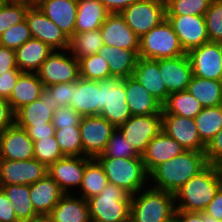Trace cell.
I'll return each mask as SVG.
<instances>
[{
	"label": "cell",
	"mask_w": 222,
	"mask_h": 222,
	"mask_svg": "<svg viewBox=\"0 0 222 222\" xmlns=\"http://www.w3.org/2000/svg\"><path fill=\"white\" fill-rule=\"evenodd\" d=\"M56 138L62 154L66 157H85L79 126L55 129Z\"/></svg>",
	"instance_id": "cell-39"
},
{
	"label": "cell",
	"mask_w": 222,
	"mask_h": 222,
	"mask_svg": "<svg viewBox=\"0 0 222 222\" xmlns=\"http://www.w3.org/2000/svg\"><path fill=\"white\" fill-rule=\"evenodd\" d=\"M167 222H180L179 219L174 215L170 220Z\"/></svg>",
	"instance_id": "cell-63"
},
{
	"label": "cell",
	"mask_w": 222,
	"mask_h": 222,
	"mask_svg": "<svg viewBox=\"0 0 222 222\" xmlns=\"http://www.w3.org/2000/svg\"><path fill=\"white\" fill-rule=\"evenodd\" d=\"M138 52L139 51L103 45L97 54L108 62L112 77L125 79L133 75L139 58Z\"/></svg>",
	"instance_id": "cell-29"
},
{
	"label": "cell",
	"mask_w": 222,
	"mask_h": 222,
	"mask_svg": "<svg viewBox=\"0 0 222 222\" xmlns=\"http://www.w3.org/2000/svg\"><path fill=\"white\" fill-rule=\"evenodd\" d=\"M118 129L136 153L142 156L150 141L162 131V114L131 116Z\"/></svg>",
	"instance_id": "cell-9"
},
{
	"label": "cell",
	"mask_w": 222,
	"mask_h": 222,
	"mask_svg": "<svg viewBox=\"0 0 222 222\" xmlns=\"http://www.w3.org/2000/svg\"><path fill=\"white\" fill-rule=\"evenodd\" d=\"M153 1L160 3L166 7L170 3L171 0H153Z\"/></svg>",
	"instance_id": "cell-61"
},
{
	"label": "cell",
	"mask_w": 222,
	"mask_h": 222,
	"mask_svg": "<svg viewBox=\"0 0 222 222\" xmlns=\"http://www.w3.org/2000/svg\"><path fill=\"white\" fill-rule=\"evenodd\" d=\"M186 90L203 108L222 104V81L202 79L193 75Z\"/></svg>",
	"instance_id": "cell-33"
},
{
	"label": "cell",
	"mask_w": 222,
	"mask_h": 222,
	"mask_svg": "<svg viewBox=\"0 0 222 222\" xmlns=\"http://www.w3.org/2000/svg\"><path fill=\"white\" fill-rule=\"evenodd\" d=\"M213 0H171L166 15H205Z\"/></svg>",
	"instance_id": "cell-43"
},
{
	"label": "cell",
	"mask_w": 222,
	"mask_h": 222,
	"mask_svg": "<svg viewBox=\"0 0 222 222\" xmlns=\"http://www.w3.org/2000/svg\"><path fill=\"white\" fill-rule=\"evenodd\" d=\"M166 19L186 53L209 42L204 15H166Z\"/></svg>",
	"instance_id": "cell-14"
},
{
	"label": "cell",
	"mask_w": 222,
	"mask_h": 222,
	"mask_svg": "<svg viewBox=\"0 0 222 222\" xmlns=\"http://www.w3.org/2000/svg\"><path fill=\"white\" fill-rule=\"evenodd\" d=\"M29 7L23 4L4 3L0 7V35L9 27L24 21Z\"/></svg>",
	"instance_id": "cell-46"
},
{
	"label": "cell",
	"mask_w": 222,
	"mask_h": 222,
	"mask_svg": "<svg viewBox=\"0 0 222 222\" xmlns=\"http://www.w3.org/2000/svg\"><path fill=\"white\" fill-rule=\"evenodd\" d=\"M48 174V168L37 159L0 160V186L31 185Z\"/></svg>",
	"instance_id": "cell-12"
},
{
	"label": "cell",
	"mask_w": 222,
	"mask_h": 222,
	"mask_svg": "<svg viewBox=\"0 0 222 222\" xmlns=\"http://www.w3.org/2000/svg\"><path fill=\"white\" fill-rule=\"evenodd\" d=\"M4 4L3 0H0V7Z\"/></svg>",
	"instance_id": "cell-65"
},
{
	"label": "cell",
	"mask_w": 222,
	"mask_h": 222,
	"mask_svg": "<svg viewBox=\"0 0 222 222\" xmlns=\"http://www.w3.org/2000/svg\"><path fill=\"white\" fill-rule=\"evenodd\" d=\"M0 222H20L4 191L0 188Z\"/></svg>",
	"instance_id": "cell-54"
},
{
	"label": "cell",
	"mask_w": 222,
	"mask_h": 222,
	"mask_svg": "<svg viewBox=\"0 0 222 222\" xmlns=\"http://www.w3.org/2000/svg\"><path fill=\"white\" fill-rule=\"evenodd\" d=\"M9 70H19L16 65L15 50L0 46V75Z\"/></svg>",
	"instance_id": "cell-53"
},
{
	"label": "cell",
	"mask_w": 222,
	"mask_h": 222,
	"mask_svg": "<svg viewBox=\"0 0 222 222\" xmlns=\"http://www.w3.org/2000/svg\"><path fill=\"white\" fill-rule=\"evenodd\" d=\"M29 186L30 200L40 217H47L65 194L48 174Z\"/></svg>",
	"instance_id": "cell-24"
},
{
	"label": "cell",
	"mask_w": 222,
	"mask_h": 222,
	"mask_svg": "<svg viewBox=\"0 0 222 222\" xmlns=\"http://www.w3.org/2000/svg\"><path fill=\"white\" fill-rule=\"evenodd\" d=\"M82 116L71 106L57 107L52 116V124L55 129H63V127L79 126Z\"/></svg>",
	"instance_id": "cell-47"
},
{
	"label": "cell",
	"mask_w": 222,
	"mask_h": 222,
	"mask_svg": "<svg viewBox=\"0 0 222 222\" xmlns=\"http://www.w3.org/2000/svg\"><path fill=\"white\" fill-rule=\"evenodd\" d=\"M20 222L30 221L40 216L36 213L30 200L29 185H6L1 186Z\"/></svg>",
	"instance_id": "cell-34"
},
{
	"label": "cell",
	"mask_w": 222,
	"mask_h": 222,
	"mask_svg": "<svg viewBox=\"0 0 222 222\" xmlns=\"http://www.w3.org/2000/svg\"><path fill=\"white\" fill-rule=\"evenodd\" d=\"M180 222H205V212L175 211Z\"/></svg>",
	"instance_id": "cell-57"
},
{
	"label": "cell",
	"mask_w": 222,
	"mask_h": 222,
	"mask_svg": "<svg viewBox=\"0 0 222 222\" xmlns=\"http://www.w3.org/2000/svg\"><path fill=\"white\" fill-rule=\"evenodd\" d=\"M203 212L218 220L222 219V186L216 192L215 197Z\"/></svg>",
	"instance_id": "cell-55"
},
{
	"label": "cell",
	"mask_w": 222,
	"mask_h": 222,
	"mask_svg": "<svg viewBox=\"0 0 222 222\" xmlns=\"http://www.w3.org/2000/svg\"><path fill=\"white\" fill-rule=\"evenodd\" d=\"M205 222H219V220L205 213Z\"/></svg>",
	"instance_id": "cell-60"
},
{
	"label": "cell",
	"mask_w": 222,
	"mask_h": 222,
	"mask_svg": "<svg viewBox=\"0 0 222 222\" xmlns=\"http://www.w3.org/2000/svg\"><path fill=\"white\" fill-rule=\"evenodd\" d=\"M100 33L106 46L139 51V37L118 13L107 16L100 27Z\"/></svg>",
	"instance_id": "cell-19"
},
{
	"label": "cell",
	"mask_w": 222,
	"mask_h": 222,
	"mask_svg": "<svg viewBox=\"0 0 222 222\" xmlns=\"http://www.w3.org/2000/svg\"><path fill=\"white\" fill-rule=\"evenodd\" d=\"M15 124V112L7 99L0 97V133Z\"/></svg>",
	"instance_id": "cell-52"
},
{
	"label": "cell",
	"mask_w": 222,
	"mask_h": 222,
	"mask_svg": "<svg viewBox=\"0 0 222 222\" xmlns=\"http://www.w3.org/2000/svg\"><path fill=\"white\" fill-rule=\"evenodd\" d=\"M89 157H63L48 167V175L65 194H73L80 188ZM74 188V189H73Z\"/></svg>",
	"instance_id": "cell-17"
},
{
	"label": "cell",
	"mask_w": 222,
	"mask_h": 222,
	"mask_svg": "<svg viewBox=\"0 0 222 222\" xmlns=\"http://www.w3.org/2000/svg\"><path fill=\"white\" fill-rule=\"evenodd\" d=\"M200 102L187 90L169 94L162 104V114L195 118L202 110Z\"/></svg>",
	"instance_id": "cell-35"
},
{
	"label": "cell",
	"mask_w": 222,
	"mask_h": 222,
	"mask_svg": "<svg viewBox=\"0 0 222 222\" xmlns=\"http://www.w3.org/2000/svg\"><path fill=\"white\" fill-rule=\"evenodd\" d=\"M218 46H219V49H220V52H221V57H222V41L218 42Z\"/></svg>",
	"instance_id": "cell-64"
},
{
	"label": "cell",
	"mask_w": 222,
	"mask_h": 222,
	"mask_svg": "<svg viewBox=\"0 0 222 222\" xmlns=\"http://www.w3.org/2000/svg\"><path fill=\"white\" fill-rule=\"evenodd\" d=\"M175 211V194L148 186L131 197L130 222H167Z\"/></svg>",
	"instance_id": "cell-3"
},
{
	"label": "cell",
	"mask_w": 222,
	"mask_h": 222,
	"mask_svg": "<svg viewBox=\"0 0 222 222\" xmlns=\"http://www.w3.org/2000/svg\"><path fill=\"white\" fill-rule=\"evenodd\" d=\"M208 165L204 152L184 151L149 173V186L172 194ZM152 183V184H151Z\"/></svg>",
	"instance_id": "cell-1"
},
{
	"label": "cell",
	"mask_w": 222,
	"mask_h": 222,
	"mask_svg": "<svg viewBox=\"0 0 222 222\" xmlns=\"http://www.w3.org/2000/svg\"><path fill=\"white\" fill-rule=\"evenodd\" d=\"M159 72L169 94L186 90L193 77L191 62L187 54L159 59Z\"/></svg>",
	"instance_id": "cell-20"
},
{
	"label": "cell",
	"mask_w": 222,
	"mask_h": 222,
	"mask_svg": "<svg viewBox=\"0 0 222 222\" xmlns=\"http://www.w3.org/2000/svg\"><path fill=\"white\" fill-rule=\"evenodd\" d=\"M217 167H218V170H219V173H220V176H221V180H222V162L217 164Z\"/></svg>",
	"instance_id": "cell-62"
},
{
	"label": "cell",
	"mask_w": 222,
	"mask_h": 222,
	"mask_svg": "<svg viewBox=\"0 0 222 222\" xmlns=\"http://www.w3.org/2000/svg\"><path fill=\"white\" fill-rule=\"evenodd\" d=\"M26 129L29 137L34 141L41 140L42 138H50L54 136L55 127L52 123H45L40 126H19Z\"/></svg>",
	"instance_id": "cell-51"
},
{
	"label": "cell",
	"mask_w": 222,
	"mask_h": 222,
	"mask_svg": "<svg viewBox=\"0 0 222 222\" xmlns=\"http://www.w3.org/2000/svg\"><path fill=\"white\" fill-rule=\"evenodd\" d=\"M109 14L99 0H78L74 33L100 28Z\"/></svg>",
	"instance_id": "cell-32"
},
{
	"label": "cell",
	"mask_w": 222,
	"mask_h": 222,
	"mask_svg": "<svg viewBox=\"0 0 222 222\" xmlns=\"http://www.w3.org/2000/svg\"><path fill=\"white\" fill-rule=\"evenodd\" d=\"M125 91L132 116L162 114V104L133 76L125 78Z\"/></svg>",
	"instance_id": "cell-26"
},
{
	"label": "cell",
	"mask_w": 222,
	"mask_h": 222,
	"mask_svg": "<svg viewBox=\"0 0 222 222\" xmlns=\"http://www.w3.org/2000/svg\"><path fill=\"white\" fill-rule=\"evenodd\" d=\"M187 54L171 24L164 19L159 25L139 38L140 58L159 60Z\"/></svg>",
	"instance_id": "cell-6"
},
{
	"label": "cell",
	"mask_w": 222,
	"mask_h": 222,
	"mask_svg": "<svg viewBox=\"0 0 222 222\" xmlns=\"http://www.w3.org/2000/svg\"><path fill=\"white\" fill-rule=\"evenodd\" d=\"M187 55L194 76L222 81V57L218 42H206L190 50Z\"/></svg>",
	"instance_id": "cell-15"
},
{
	"label": "cell",
	"mask_w": 222,
	"mask_h": 222,
	"mask_svg": "<svg viewBox=\"0 0 222 222\" xmlns=\"http://www.w3.org/2000/svg\"><path fill=\"white\" fill-rule=\"evenodd\" d=\"M31 38L29 25L25 19L9 27L0 35V46L16 50Z\"/></svg>",
	"instance_id": "cell-44"
},
{
	"label": "cell",
	"mask_w": 222,
	"mask_h": 222,
	"mask_svg": "<svg viewBox=\"0 0 222 222\" xmlns=\"http://www.w3.org/2000/svg\"><path fill=\"white\" fill-rule=\"evenodd\" d=\"M44 85L37 72H22L13 88L9 103L14 112L41 97Z\"/></svg>",
	"instance_id": "cell-30"
},
{
	"label": "cell",
	"mask_w": 222,
	"mask_h": 222,
	"mask_svg": "<svg viewBox=\"0 0 222 222\" xmlns=\"http://www.w3.org/2000/svg\"><path fill=\"white\" fill-rule=\"evenodd\" d=\"M204 18L209 41H222V0H213Z\"/></svg>",
	"instance_id": "cell-45"
},
{
	"label": "cell",
	"mask_w": 222,
	"mask_h": 222,
	"mask_svg": "<svg viewBox=\"0 0 222 222\" xmlns=\"http://www.w3.org/2000/svg\"><path fill=\"white\" fill-rule=\"evenodd\" d=\"M73 95L70 106L81 116L99 115L101 97L98 81L79 78L72 82Z\"/></svg>",
	"instance_id": "cell-22"
},
{
	"label": "cell",
	"mask_w": 222,
	"mask_h": 222,
	"mask_svg": "<svg viewBox=\"0 0 222 222\" xmlns=\"http://www.w3.org/2000/svg\"><path fill=\"white\" fill-rule=\"evenodd\" d=\"M186 151L175 139L161 131L147 145L142 159L146 171L150 173L160 163L166 162Z\"/></svg>",
	"instance_id": "cell-25"
},
{
	"label": "cell",
	"mask_w": 222,
	"mask_h": 222,
	"mask_svg": "<svg viewBox=\"0 0 222 222\" xmlns=\"http://www.w3.org/2000/svg\"><path fill=\"white\" fill-rule=\"evenodd\" d=\"M85 157L96 158L101 155L116 129L99 115L82 116L79 125Z\"/></svg>",
	"instance_id": "cell-11"
},
{
	"label": "cell",
	"mask_w": 222,
	"mask_h": 222,
	"mask_svg": "<svg viewBox=\"0 0 222 222\" xmlns=\"http://www.w3.org/2000/svg\"><path fill=\"white\" fill-rule=\"evenodd\" d=\"M53 49L31 38L15 50L16 65L22 72H37Z\"/></svg>",
	"instance_id": "cell-31"
},
{
	"label": "cell",
	"mask_w": 222,
	"mask_h": 222,
	"mask_svg": "<svg viewBox=\"0 0 222 222\" xmlns=\"http://www.w3.org/2000/svg\"><path fill=\"white\" fill-rule=\"evenodd\" d=\"M34 158V142L26 129L16 124L0 133V160L23 161Z\"/></svg>",
	"instance_id": "cell-18"
},
{
	"label": "cell",
	"mask_w": 222,
	"mask_h": 222,
	"mask_svg": "<svg viewBox=\"0 0 222 222\" xmlns=\"http://www.w3.org/2000/svg\"><path fill=\"white\" fill-rule=\"evenodd\" d=\"M201 141L207 145L222 129V104L202 108L194 118Z\"/></svg>",
	"instance_id": "cell-38"
},
{
	"label": "cell",
	"mask_w": 222,
	"mask_h": 222,
	"mask_svg": "<svg viewBox=\"0 0 222 222\" xmlns=\"http://www.w3.org/2000/svg\"><path fill=\"white\" fill-rule=\"evenodd\" d=\"M36 5L68 38L74 34L78 0H36Z\"/></svg>",
	"instance_id": "cell-21"
},
{
	"label": "cell",
	"mask_w": 222,
	"mask_h": 222,
	"mask_svg": "<svg viewBox=\"0 0 222 222\" xmlns=\"http://www.w3.org/2000/svg\"><path fill=\"white\" fill-rule=\"evenodd\" d=\"M107 176L108 183L119 186L131 196L149 186V173L142 156L137 158H95Z\"/></svg>",
	"instance_id": "cell-4"
},
{
	"label": "cell",
	"mask_w": 222,
	"mask_h": 222,
	"mask_svg": "<svg viewBox=\"0 0 222 222\" xmlns=\"http://www.w3.org/2000/svg\"><path fill=\"white\" fill-rule=\"evenodd\" d=\"M131 195L108 183L97 196L88 199L91 222H130Z\"/></svg>",
	"instance_id": "cell-5"
},
{
	"label": "cell",
	"mask_w": 222,
	"mask_h": 222,
	"mask_svg": "<svg viewBox=\"0 0 222 222\" xmlns=\"http://www.w3.org/2000/svg\"><path fill=\"white\" fill-rule=\"evenodd\" d=\"M76 194L61 197L47 216L51 222H91L88 201Z\"/></svg>",
	"instance_id": "cell-28"
},
{
	"label": "cell",
	"mask_w": 222,
	"mask_h": 222,
	"mask_svg": "<svg viewBox=\"0 0 222 222\" xmlns=\"http://www.w3.org/2000/svg\"><path fill=\"white\" fill-rule=\"evenodd\" d=\"M161 104L169 93L159 72V60L138 58L132 75Z\"/></svg>",
	"instance_id": "cell-27"
},
{
	"label": "cell",
	"mask_w": 222,
	"mask_h": 222,
	"mask_svg": "<svg viewBox=\"0 0 222 222\" xmlns=\"http://www.w3.org/2000/svg\"><path fill=\"white\" fill-rule=\"evenodd\" d=\"M104 45L100 28L74 33L69 38L68 51L79 61L86 56L97 54L98 50Z\"/></svg>",
	"instance_id": "cell-37"
},
{
	"label": "cell",
	"mask_w": 222,
	"mask_h": 222,
	"mask_svg": "<svg viewBox=\"0 0 222 222\" xmlns=\"http://www.w3.org/2000/svg\"><path fill=\"white\" fill-rule=\"evenodd\" d=\"M26 21L29 25L32 38L47 44L53 50H66L69 47L67 35L44 13L37 5L30 6Z\"/></svg>",
	"instance_id": "cell-13"
},
{
	"label": "cell",
	"mask_w": 222,
	"mask_h": 222,
	"mask_svg": "<svg viewBox=\"0 0 222 222\" xmlns=\"http://www.w3.org/2000/svg\"><path fill=\"white\" fill-rule=\"evenodd\" d=\"M204 153L208 164L217 165L222 162V129L206 145Z\"/></svg>",
	"instance_id": "cell-49"
},
{
	"label": "cell",
	"mask_w": 222,
	"mask_h": 222,
	"mask_svg": "<svg viewBox=\"0 0 222 222\" xmlns=\"http://www.w3.org/2000/svg\"><path fill=\"white\" fill-rule=\"evenodd\" d=\"M221 186L217 165L208 164L177 191L176 211L203 212Z\"/></svg>",
	"instance_id": "cell-2"
},
{
	"label": "cell",
	"mask_w": 222,
	"mask_h": 222,
	"mask_svg": "<svg viewBox=\"0 0 222 222\" xmlns=\"http://www.w3.org/2000/svg\"><path fill=\"white\" fill-rule=\"evenodd\" d=\"M108 184L107 176L100 163L92 158L85 166L82 183L77 190L78 196L88 200L102 192Z\"/></svg>",
	"instance_id": "cell-36"
},
{
	"label": "cell",
	"mask_w": 222,
	"mask_h": 222,
	"mask_svg": "<svg viewBox=\"0 0 222 222\" xmlns=\"http://www.w3.org/2000/svg\"><path fill=\"white\" fill-rule=\"evenodd\" d=\"M110 14H120L125 8L138 0H99Z\"/></svg>",
	"instance_id": "cell-56"
},
{
	"label": "cell",
	"mask_w": 222,
	"mask_h": 222,
	"mask_svg": "<svg viewBox=\"0 0 222 222\" xmlns=\"http://www.w3.org/2000/svg\"><path fill=\"white\" fill-rule=\"evenodd\" d=\"M101 97V112L115 128L120 127L132 114L126 102L125 79L108 77L98 81Z\"/></svg>",
	"instance_id": "cell-7"
},
{
	"label": "cell",
	"mask_w": 222,
	"mask_h": 222,
	"mask_svg": "<svg viewBox=\"0 0 222 222\" xmlns=\"http://www.w3.org/2000/svg\"><path fill=\"white\" fill-rule=\"evenodd\" d=\"M57 104H53L50 91L44 87L41 97L26 104L15 112V124L17 126H40L52 123V116Z\"/></svg>",
	"instance_id": "cell-23"
},
{
	"label": "cell",
	"mask_w": 222,
	"mask_h": 222,
	"mask_svg": "<svg viewBox=\"0 0 222 222\" xmlns=\"http://www.w3.org/2000/svg\"><path fill=\"white\" fill-rule=\"evenodd\" d=\"M44 87L76 82L80 78L79 61L66 50H53L37 71Z\"/></svg>",
	"instance_id": "cell-8"
},
{
	"label": "cell",
	"mask_w": 222,
	"mask_h": 222,
	"mask_svg": "<svg viewBox=\"0 0 222 222\" xmlns=\"http://www.w3.org/2000/svg\"><path fill=\"white\" fill-rule=\"evenodd\" d=\"M80 78L100 81L111 77L108 62L98 54L86 56L79 60Z\"/></svg>",
	"instance_id": "cell-40"
},
{
	"label": "cell",
	"mask_w": 222,
	"mask_h": 222,
	"mask_svg": "<svg viewBox=\"0 0 222 222\" xmlns=\"http://www.w3.org/2000/svg\"><path fill=\"white\" fill-rule=\"evenodd\" d=\"M120 15L132 31L141 38L166 19V7L153 0H138Z\"/></svg>",
	"instance_id": "cell-10"
},
{
	"label": "cell",
	"mask_w": 222,
	"mask_h": 222,
	"mask_svg": "<svg viewBox=\"0 0 222 222\" xmlns=\"http://www.w3.org/2000/svg\"><path fill=\"white\" fill-rule=\"evenodd\" d=\"M26 222H51L50 219L48 217H39L30 221H26Z\"/></svg>",
	"instance_id": "cell-59"
},
{
	"label": "cell",
	"mask_w": 222,
	"mask_h": 222,
	"mask_svg": "<svg viewBox=\"0 0 222 222\" xmlns=\"http://www.w3.org/2000/svg\"><path fill=\"white\" fill-rule=\"evenodd\" d=\"M50 91V98L57 107L70 106L73 95L72 82L58 83L46 87Z\"/></svg>",
	"instance_id": "cell-48"
},
{
	"label": "cell",
	"mask_w": 222,
	"mask_h": 222,
	"mask_svg": "<svg viewBox=\"0 0 222 222\" xmlns=\"http://www.w3.org/2000/svg\"><path fill=\"white\" fill-rule=\"evenodd\" d=\"M4 3L23 4L27 6L36 5V0H3Z\"/></svg>",
	"instance_id": "cell-58"
},
{
	"label": "cell",
	"mask_w": 222,
	"mask_h": 222,
	"mask_svg": "<svg viewBox=\"0 0 222 222\" xmlns=\"http://www.w3.org/2000/svg\"><path fill=\"white\" fill-rule=\"evenodd\" d=\"M139 155L134 148L124 138L121 131L116 128L109 141L107 142L104 152L96 158H137Z\"/></svg>",
	"instance_id": "cell-41"
},
{
	"label": "cell",
	"mask_w": 222,
	"mask_h": 222,
	"mask_svg": "<svg viewBox=\"0 0 222 222\" xmlns=\"http://www.w3.org/2000/svg\"><path fill=\"white\" fill-rule=\"evenodd\" d=\"M162 131L175 139L186 151H205L206 145L199 137L193 118L162 114Z\"/></svg>",
	"instance_id": "cell-16"
},
{
	"label": "cell",
	"mask_w": 222,
	"mask_h": 222,
	"mask_svg": "<svg viewBox=\"0 0 222 222\" xmlns=\"http://www.w3.org/2000/svg\"><path fill=\"white\" fill-rule=\"evenodd\" d=\"M22 73L20 70H9L0 75V97L9 99L13 88L16 85L19 75Z\"/></svg>",
	"instance_id": "cell-50"
},
{
	"label": "cell",
	"mask_w": 222,
	"mask_h": 222,
	"mask_svg": "<svg viewBox=\"0 0 222 222\" xmlns=\"http://www.w3.org/2000/svg\"><path fill=\"white\" fill-rule=\"evenodd\" d=\"M65 157L54 136L34 141V158L47 168L58 159Z\"/></svg>",
	"instance_id": "cell-42"
}]
</instances>
